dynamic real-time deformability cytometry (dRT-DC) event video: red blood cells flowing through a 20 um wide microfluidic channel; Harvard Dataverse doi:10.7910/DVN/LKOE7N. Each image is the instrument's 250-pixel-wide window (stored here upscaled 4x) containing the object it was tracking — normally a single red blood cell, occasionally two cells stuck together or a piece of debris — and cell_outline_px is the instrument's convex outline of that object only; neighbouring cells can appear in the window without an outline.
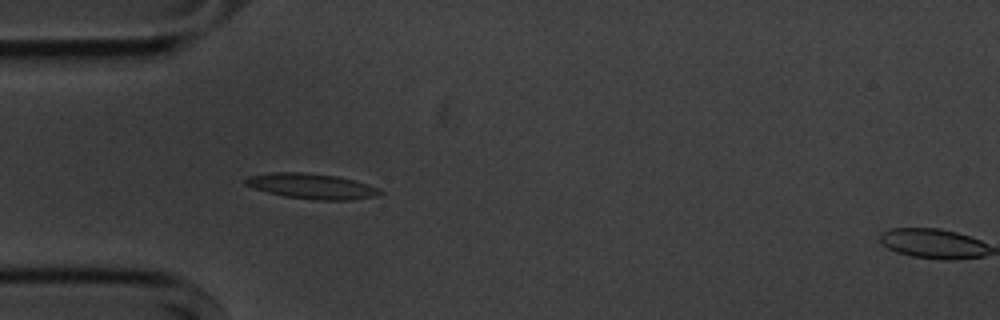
{"species": "common noctule bat (a hibernating species)", "species_latin": "Nyctalus noctula", "temperature_condition": "cold", "stored_images_in_passage": 7, "camera_frame_rate_fps": 3000, "um_per_image_px": 0.085, "animal": {"sex": "male", "body_mass_g": 20.1, "forearm_length_mm": 53.5}, "frame": {"image": 1, "passage_image": 6, "time_ms": 1.667, "image_size_px": [1000, 320], "cell_outline_px": [[384, 192], [376, 196], [348, 200], [316, 200], [284, 196], [268, 192], [244, 184], [244, 180], [248, 176], [272, 172], [304, 172], [336, 176], [368, 184], [380, 188]], "centroid_in_image_um": [26.51, 15.82], "position_along_channel_um": 58.5, "area_um2": 19.77}}